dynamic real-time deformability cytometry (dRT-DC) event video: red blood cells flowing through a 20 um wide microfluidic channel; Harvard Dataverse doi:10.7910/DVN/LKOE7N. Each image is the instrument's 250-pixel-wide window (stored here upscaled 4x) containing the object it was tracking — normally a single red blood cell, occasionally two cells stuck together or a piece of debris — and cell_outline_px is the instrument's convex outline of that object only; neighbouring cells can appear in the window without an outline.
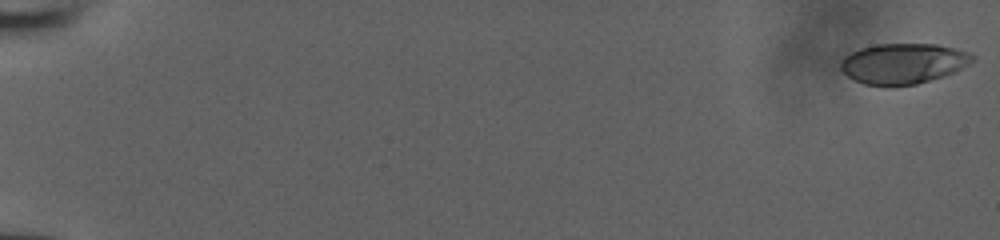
{"species": "human", "species_latin": "Homo sapiens", "temperature_condition": "room temperature", "stored_images_in_passage": 53, "camera_frame_rate_fps": 3000, "um_per_image_px": 0.085, "donor": {"sex": "male"}, "frame": {"image": 1, "passage_image": 1, "time_ms": 0.0, "image_size_px": [1000, 240], "cell_outline_px": [[976, 56], [968, 64], [944, 76], [916, 84], [892, 88], [888, 88], [864, 84], [848, 76], [840, 68], [840, 60], [844, 56], [860, 48], [876, 44], [936, 44], [968, 52]], "centroid_in_image_um": [76.72, 5.42], "position_along_channel_um": 8.3, "area_um2": 31.27}}
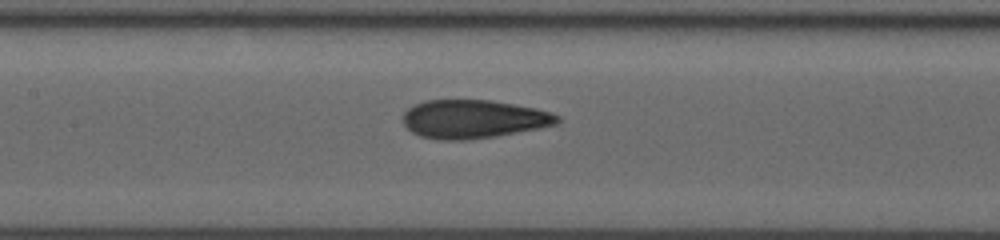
{"frame": {"image": 2, "passage_image": 28, "time_ms": 9.0, "image_size_px": [1000, 240], "cell_outline_px": [[560, 120], [556, 124], [496, 136], [468, 140], [436, 140], [420, 136], [412, 132], [400, 120], [400, 116], [412, 104], [424, 100], [492, 100], [536, 108], [552, 112], [560, 116]], "centroid_in_image_um": [40.18, 10.11], "position_along_channel_um": 167.2, "area_um2": 34.91}}
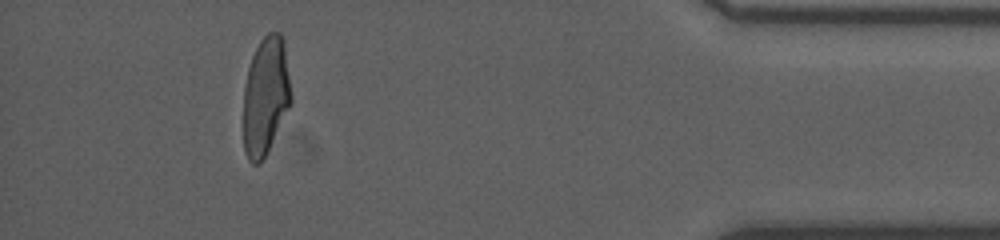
{"frame": {"image": 3, "passage_image": 49, "time_ms": 16.0, "image_size_px": [1000, 240], "cell_outline_px": [[292, 104], [264, 160], [260, 164], [252, 164], [248, 160], [244, 152], [244, 88], [248, 68], [252, 56], [260, 40], [268, 32], [280, 32], [284, 40], [292, 96]], "centroid_in_image_um": [22.6, 8.2], "position_along_channel_um": 412.6, "area_um2": 33.41}}